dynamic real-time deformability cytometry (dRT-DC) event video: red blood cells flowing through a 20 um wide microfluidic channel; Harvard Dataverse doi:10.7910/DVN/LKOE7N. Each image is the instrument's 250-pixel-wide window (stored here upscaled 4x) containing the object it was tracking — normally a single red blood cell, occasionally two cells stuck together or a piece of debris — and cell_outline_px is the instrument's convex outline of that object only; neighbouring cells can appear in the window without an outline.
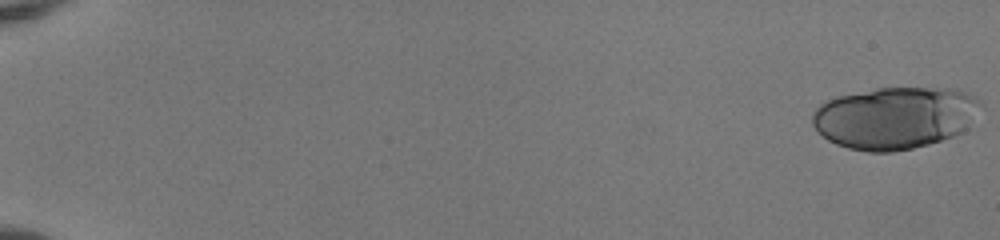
{"species": "human", "species_latin": "Homo sapiens", "temperature_condition": "room temperature", "stored_images_in_passage": 52, "segment_of_instrument_passage": [1, 2], "camera_frame_rate_fps": 3000, "um_per_image_px": 0.085, "donor": {"sex": "female"}, "frame": {"image": 1, "passage_image": 1, "time_ms": 0.0, "image_size_px": [1000, 240], "cell_outline_px": [[984, 108], [968, 128], [964, 132], [956, 136], [928, 144], [912, 148], [892, 152], [868, 152], [848, 148], [836, 144], [828, 140], [812, 124], [812, 112], [820, 104], [836, 96], [876, 88], [956, 88], [968, 92], [976, 96], [984, 104]], "centroid_in_image_um": [76.15, 10.0], "position_along_channel_um": 8.8, "area_um2": 61.9}}
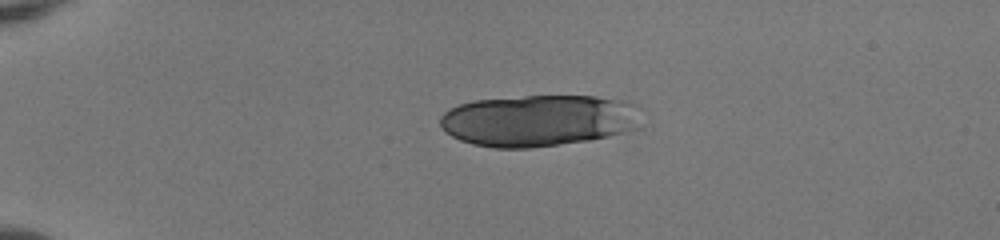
{"frame": {"image": 2, "passage_image": 14, "time_ms": 4.333, "image_size_px": [1000, 240], "cell_outline_px": [[644, 108], [636, 128], [624, 132], [608, 136], [588, 140], [528, 148], [492, 148], [472, 144], [460, 140], [444, 132], [440, 124], [440, 116], [444, 112], [460, 104], [472, 100], [524, 96], [596, 96], [624, 100], [636, 104]], "centroid_in_image_um": [45.81, 10.23], "position_along_channel_um": 39.2, "area_um2": 61.09}}